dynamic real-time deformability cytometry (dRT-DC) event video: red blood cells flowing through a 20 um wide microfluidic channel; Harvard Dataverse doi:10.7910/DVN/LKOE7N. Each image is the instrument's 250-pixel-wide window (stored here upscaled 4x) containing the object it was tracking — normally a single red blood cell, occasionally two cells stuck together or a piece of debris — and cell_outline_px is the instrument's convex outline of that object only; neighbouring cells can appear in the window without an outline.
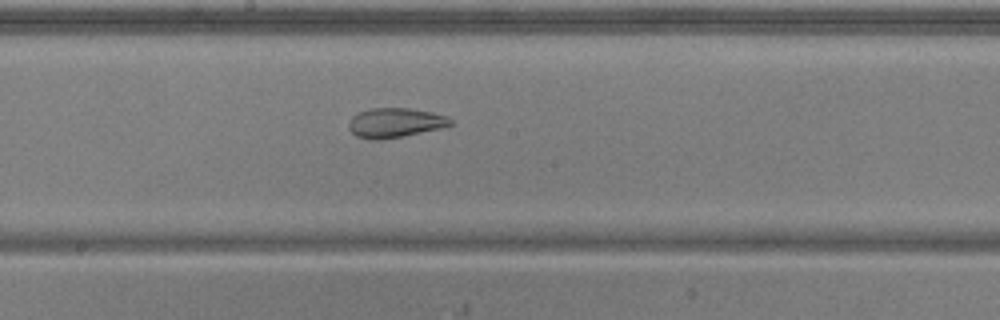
{"species": "common noctule bat (a hibernating species)", "species_latin": "Nyctalus noctula", "temperature_condition": "warm", "stored_images_in_passage": 50, "camera_frame_rate_fps": 3000, "um_per_image_px": 0.085, "animal": {"sex": "male", "body_mass_g": 20.5, "forearm_length_mm": 52.5}, "frame": {"image": 1, "passage_image": 25, "time_ms": 8.0, "image_size_px": [1000, 320], "cell_outline_px": [[452, 124], [444, 128], [404, 136], [380, 140], [372, 140], [356, 136], [348, 128], [348, 124], [352, 116], [360, 112], [372, 108], [412, 108], [432, 112], [448, 116], [452, 120]], "centroid_in_image_um": [33.61, 10.44], "position_along_channel_um": 214.6, "area_um2": 17.74}}
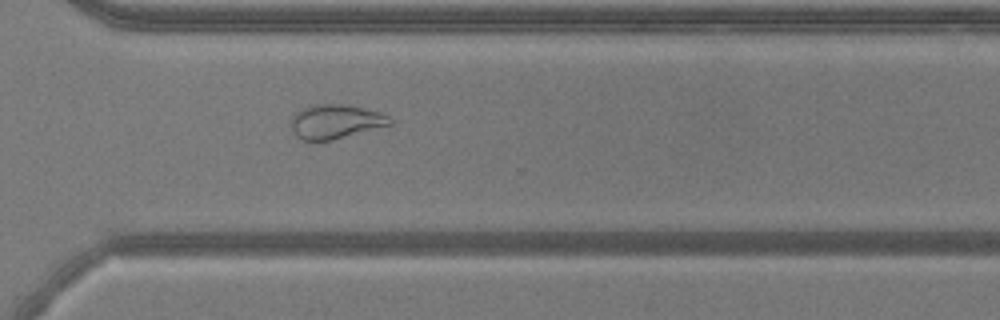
{"frame": {"image": 2, "passage_image": 35, "time_ms": 11.333, "image_size_px": [1000, 320], "cell_outline_px": [[392, 124], [332, 140], [300, 140], [292, 132], [288, 124], [288, 120], [296, 112], [308, 104], [348, 104], [380, 112], [388, 116], [392, 120]], "centroid_in_image_um": [28.44, 10.32], "position_along_channel_um": 342.2, "area_um2": 20.06}}
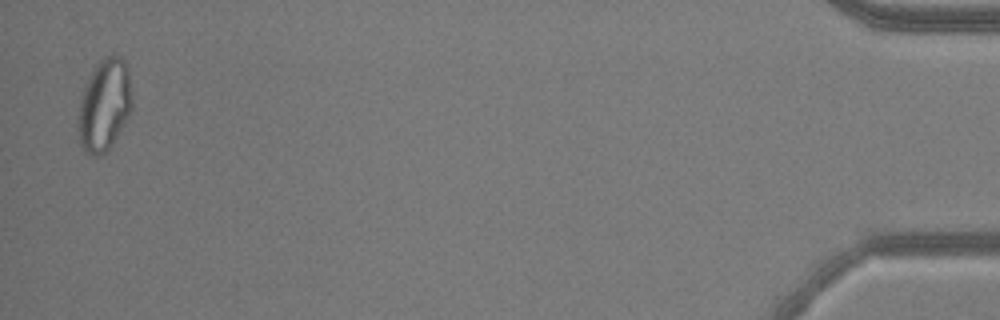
{"frame": {"image": 3, "passage_image": 49, "time_ms": 16.0, "image_size_px": [1000, 320], "cell_outline_px": [[132, 108], [124, 124], [112, 144], [100, 156], [92, 156], [80, 144], [80, 96], [96, 64], [104, 56], [120, 56], [124, 60], [128, 68], [132, 96]], "centroid_in_image_um": [8.91, 8.9], "position_along_channel_um": 426.3, "area_um2": 28.26}, "authors_computed_cell_mechanics": {"area_um2": 24.1315, "velocity_mm_per_s": 3.8411, "shape_relaxation_time_tau1_ms": null, "shape_relaxation_time_tau2_ms": 1.9809, "deformation_change_tau1": null, "deformation_change_tau2": 0.0887}}